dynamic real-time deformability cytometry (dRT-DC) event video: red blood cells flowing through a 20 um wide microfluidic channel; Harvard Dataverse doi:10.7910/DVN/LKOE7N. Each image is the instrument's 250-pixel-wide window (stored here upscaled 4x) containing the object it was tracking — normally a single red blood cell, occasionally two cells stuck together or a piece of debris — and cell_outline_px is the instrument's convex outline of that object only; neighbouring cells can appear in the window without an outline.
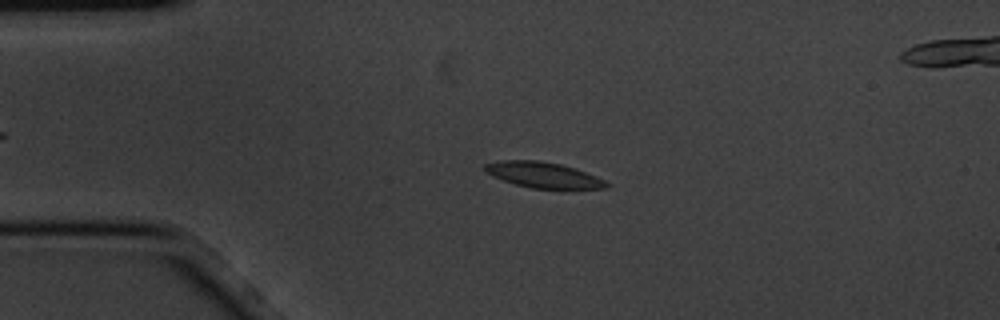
{"species": "common noctule bat (a hibernating species)", "species_latin": "Nyctalus noctula", "temperature_condition": "cold", "stored_images_in_passage": 5, "camera_frame_rate_fps": 3000, "um_per_image_px": 0.085, "animal": {"sex": "male", "body_mass_g": 20.1, "forearm_length_mm": 53.5}, "frame": {"image": 1, "passage_image": 3, "time_ms": 0.667, "image_size_px": [1000, 320], "cell_outline_px": [[612, 184], [608, 188], [532, 188], [516, 184], [504, 180], [488, 172], [484, 168], [484, 164], [504, 160], [540, 160], [560, 164], [584, 172], [604, 180]], "centroid_in_image_um": [46.21, 14.86], "position_along_channel_um": 38.8, "area_um2": 17.63}}